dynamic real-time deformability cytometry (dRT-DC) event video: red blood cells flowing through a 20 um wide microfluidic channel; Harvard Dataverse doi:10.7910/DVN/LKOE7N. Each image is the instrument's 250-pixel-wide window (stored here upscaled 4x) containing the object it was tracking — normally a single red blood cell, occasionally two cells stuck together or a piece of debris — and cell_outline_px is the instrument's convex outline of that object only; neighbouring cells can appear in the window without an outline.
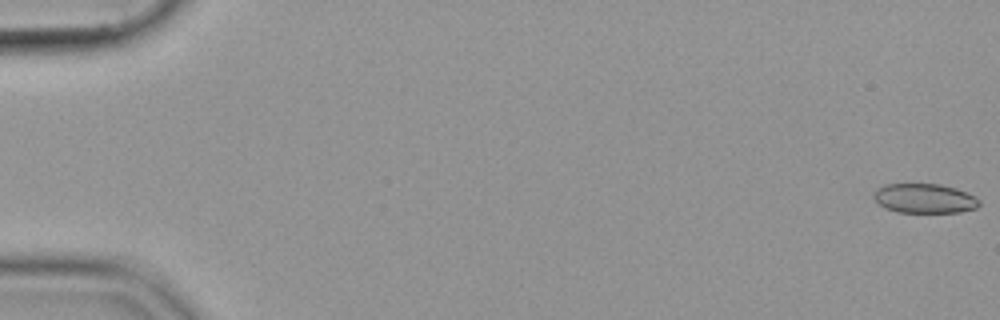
{"species": "common noctule bat (a hibernating species)", "species_latin": "Nyctalus noctula", "temperature_condition": "cold", "stored_images_in_passage": 55, "camera_frame_rate_fps": 3000, "um_per_image_px": 0.085, "animal": {"sex": "female", "body_mass_g": 19.9}, "frame": {"image": 1, "passage_image": 1, "time_ms": 0.0, "image_size_px": [1000, 320], "cell_outline_px": [[980, 204], [976, 208], [960, 212], [896, 212], [884, 208], [872, 196], [872, 192], [876, 188], [884, 184], [940, 184], [956, 188], [980, 200]], "centroid_in_image_um": [78.53, 16.86], "position_along_channel_um": 6.5, "area_um2": 18.15}}
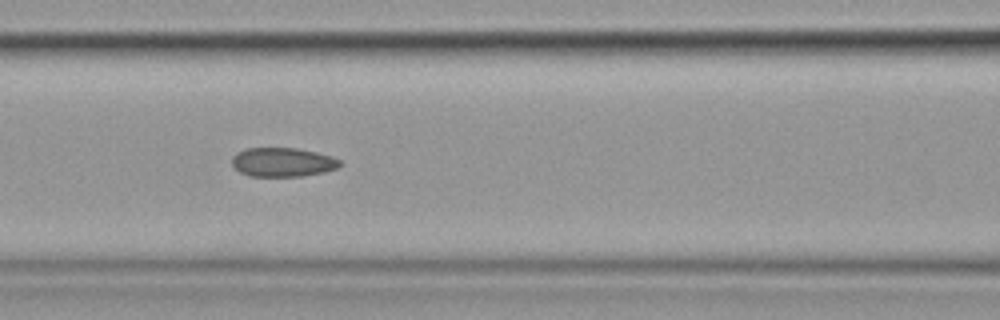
{"frame": {"image": 2, "passage_image": 25, "time_ms": 8.0, "image_size_px": [1000, 320], "cell_outline_px": [[344, 164], [336, 168], [324, 172], [304, 176], [248, 176], [240, 172], [232, 164], [232, 156], [236, 152], [244, 148], [296, 148], [316, 152], [332, 156], [340, 160]], "centroid_in_image_um": [24.03, 13.78], "position_along_channel_um": 142.6, "area_um2": 18.44}}
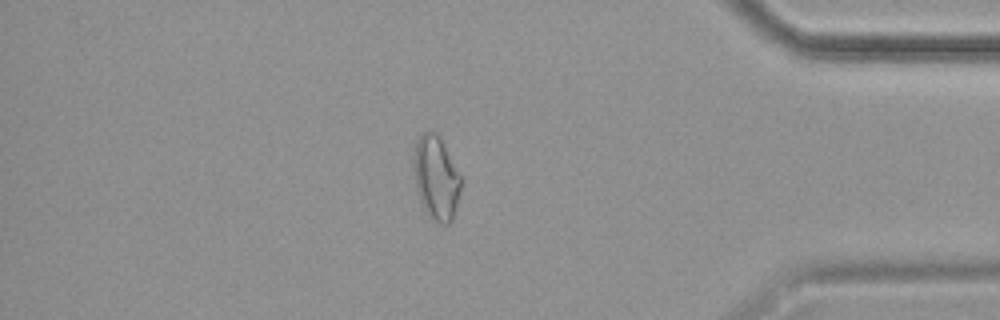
{"frame": {"image": 3, "passage_image": 48, "time_ms": 15.667, "image_size_px": [1000, 320], "cell_outline_px": [[464, 180], [452, 220], [448, 224], [440, 224], [432, 220], [424, 212], [416, 192], [412, 168], [412, 156], [416, 140], [424, 132], [436, 132], [440, 136]], "centroid_in_image_um": [37.06, 15.13], "position_along_channel_um": 398.1, "area_um2": 24.04}}